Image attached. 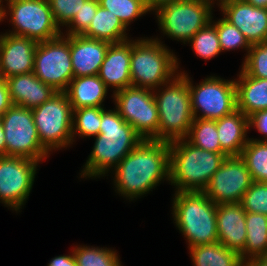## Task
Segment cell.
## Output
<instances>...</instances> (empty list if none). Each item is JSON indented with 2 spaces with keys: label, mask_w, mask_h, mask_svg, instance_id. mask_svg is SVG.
Segmentation results:
<instances>
[{
  "label": "cell",
  "mask_w": 267,
  "mask_h": 266,
  "mask_svg": "<svg viewBox=\"0 0 267 266\" xmlns=\"http://www.w3.org/2000/svg\"><path fill=\"white\" fill-rule=\"evenodd\" d=\"M169 171V142L146 139L110 173L114 175L115 192L134 201L153 191L161 181L169 183Z\"/></svg>",
  "instance_id": "6da1fadb"
},
{
  "label": "cell",
  "mask_w": 267,
  "mask_h": 266,
  "mask_svg": "<svg viewBox=\"0 0 267 266\" xmlns=\"http://www.w3.org/2000/svg\"><path fill=\"white\" fill-rule=\"evenodd\" d=\"M94 140L93 148L79 173L81 178L94 180L108 176L144 139L113 108L102 112L99 135Z\"/></svg>",
  "instance_id": "7a4b0ae2"
},
{
  "label": "cell",
  "mask_w": 267,
  "mask_h": 266,
  "mask_svg": "<svg viewBox=\"0 0 267 266\" xmlns=\"http://www.w3.org/2000/svg\"><path fill=\"white\" fill-rule=\"evenodd\" d=\"M227 156L199 148L186 139L169 142V184L174 192L204 191Z\"/></svg>",
  "instance_id": "3957f363"
},
{
  "label": "cell",
  "mask_w": 267,
  "mask_h": 266,
  "mask_svg": "<svg viewBox=\"0 0 267 266\" xmlns=\"http://www.w3.org/2000/svg\"><path fill=\"white\" fill-rule=\"evenodd\" d=\"M172 198L173 223L186 238L188 248L218 242L217 204L203 191L175 192Z\"/></svg>",
  "instance_id": "277c9868"
},
{
  "label": "cell",
  "mask_w": 267,
  "mask_h": 266,
  "mask_svg": "<svg viewBox=\"0 0 267 266\" xmlns=\"http://www.w3.org/2000/svg\"><path fill=\"white\" fill-rule=\"evenodd\" d=\"M157 37L131 39L130 74L133 87L155 90L179 73V59Z\"/></svg>",
  "instance_id": "5b68a950"
},
{
  "label": "cell",
  "mask_w": 267,
  "mask_h": 266,
  "mask_svg": "<svg viewBox=\"0 0 267 266\" xmlns=\"http://www.w3.org/2000/svg\"><path fill=\"white\" fill-rule=\"evenodd\" d=\"M179 69L172 80L153 90L159 112V141L185 139L194 120L187 71Z\"/></svg>",
  "instance_id": "8992f818"
},
{
  "label": "cell",
  "mask_w": 267,
  "mask_h": 266,
  "mask_svg": "<svg viewBox=\"0 0 267 266\" xmlns=\"http://www.w3.org/2000/svg\"><path fill=\"white\" fill-rule=\"evenodd\" d=\"M210 0H176L159 7L154 15L163 37L186 44L213 17Z\"/></svg>",
  "instance_id": "52a82bcc"
},
{
  "label": "cell",
  "mask_w": 267,
  "mask_h": 266,
  "mask_svg": "<svg viewBox=\"0 0 267 266\" xmlns=\"http://www.w3.org/2000/svg\"><path fill=\"white\" fill-rule=\"evenodd\" d=\"M3 21L10 22L12 31L5 33L27 37L37 42L62 35L63 29L55 23L48 0H17L2 5ZM7 16H10L9 19Z\"/></svg>",
  "instance_id": "ba28073f"
},
{
  "label": "cell",
  "mask_w": 267,
  "mask_h": 266,
  "mask_svg": "<svg viewBox=\"0 0 267 266\" xmlns=\"http://www.w3.org/2000/svg\"><path fill=\"white\" fill-rule=\"evenodd\" d=\"M32 114L40 142L49 153L73 145V110L65 92H57Z\"/></svg>",
  "instance_id": "9c48e42d"
},
{
  "label": "cell",
  "mask_w": 267,
  "mask_h": 266,
  "mask_svg": "<svg viewBox=\"0 0 267 266\" xmlns=\"http://www.w3.org/2000/svg\"><path fill=\"white\" fill-rule=\"evenodd\" d=\"M193 82L187 73L194 118L218 120L237 109L235 79L210 75L195 85Z\"/></svg>",
  "instance_id": "30bf717a"
},
{
  "label": "cell",
  "mask_w": 267,
  "mask_h": 266,
  "mask_svg": "<svg viewBox=\"0 0 267 266\" xmlns=\"http://www.w3.org/2000/svg\"><path fill=\"white\" fill-rule=\"evenodd\" d=\"M6 140V156H20L43 163L51 153L41 144L32 109L12 105L0 117Z\"/></svg>",
  "instance_id": "8fae6325"
},
{
  "label": "cell",
  "mask_w": 267,
  "mask_h": 266,
  "mask_svg": "<svg viewBox=\"0 0 267 266\" xmlns=\"http://www.w3.org/2000/svg\"><path fill=\"white\" fill-rule=\"evenodd\" d=\"M111 96L117 112L144 140H158L159 112L153 90L131 86Z\"/></svg>",
  "instance_id": "7c38bea8"
},
{
  "label": "cell",
  "mask_w": 267,
  "mask_h": 266,
  "mask_svg": "<svg viewBox=\"0 0 267 266\" xmlns=\"http://www.w3.org/2000/svg\"><path fill=\"white\" fill-rule=\"evenodd\" d=\"M33 73L57 92H64L73 79L70 54V35L38 42Z\"/></svg>",
  "instance_id": "4fadbf2b"
},
{
  "label": "cell",
  "mask_w": 267,
  "mask_h": 266,
  "mask_svg": "<svg viewBox=\"0 0 267 266\" xmlns=\"http://www.w3.org/2000/svg\"><path fill=\"white\" fill-rule=\"evenodd\" d=\"M39 164L25 157L0 156V203L20 212L32 191Z\"/></svg>",
  "instance_id": "5bb4252c"
},
{
  "label": "cell",
  "mask_w": 267,
  "mask_h": 266,
  "mask_svg": "<svg viewBox=\"0 0 267 266\" xmlns=\"http://www.w3.org/2000/svg\"><path fill=\"white\" fill-rule=\"evenodd\" d=\"M252 183L243 159L240 156H227L203 192L217 205L240 203Z\"/></svg>",
  "instance_id": "9a60e30c"
},
{
  "label": "cell",
  "mask_w": 267,
  "mask_h": 266,
  "mask_svg": "<svg viewBox=\"0 0 267 266\" xmlns=\"http://www.w3.org/2000/svg\"><path fill=\"white\" fill-rule=\"evenodd\" d=\"M36 40L8 33L0 34V76L4 79L34 70Z\"/></svg>",
  "instance_id": "2e32d148"
},
{
  "label": "cell",
  "mask_w": 267,
  "mask_h": 266,
  "mask_svg": "<svg viewBox=\"0 0 267 266\" xmlns=\"http://www.w3.org/2000/svg\"><path fill=\"white\" fill-rule=\"evenodd\" d=\"M222 16L237 27L250 45L267 41V8H258L244 0L222 6Z\"/></svg>",
  "instance_id": "e0dca14e"
},
{
  "label": "cell",
  "mask_w": 267,
  "mask_h": 266,
  "mask_svg": "<svg viewBox=\"0 0 267 266\" xmlns=\"http://www.w3.org/2000/svg\"><path fill=\"white\" fill-rule=\"evenodd\" d=\"M130 60L131 38L109 45L98 76L108 89L112 88L113 94L132 86Z\"/></svg>",
  "instance_id": "ac0fdd59"
},
{
  "label": "cell",
  "mask_w": 267,
  "mask_h": 266,
  "mask_svg": "<svg viewBox=\"0 0 267 266\" xmlns=\"http://www.w3.org/2000/svg\"><path fill=\"white\" fill-rule=\"evenodd\" d=\"M111 43L70 35V54L74 77L98 75Z\"/></svg>",
  "instance_id": "d6986e66"
},
{
  "label": "cell",
  "mask_w": 267,
  "mask_h": 266,
  "mask_svg": "<svg viewBox=\"0 0 267 266\" xmlns=\"http://www.w3.org/2000/svg\"><path fill=\"white\" fill-rule=\"evenodd\" d=\"M246 211L240 203L218 204L216 223L218 242L240 253L246 243Z\"/></svg>",
  "instance_id": "ffe728a7"
},
{
  "label": "cell",
  "mask_w": 267,
  "mask_h": 266,
  "mask_svg": "<svg viewBox=\"0 0 267 266\" xmlns=\"http://www.w3.org/2000/svg\"><path fill=\"white\" fill-rule=\"evenodd\" d=\"M13 105L34 109L48 101L57 91L43 83L33 72L6 78Z\"/></svg>",
  "instance_id": "44dd1931"
},
{
  "label": "cell",
  "mask_w": 267,
  "mask_h": 266,
  "mask_svg": "<svg viewBox=\"0 0 267 266\" xmlns=\"http://www.w3.org/2000/svg\"><path fill=\"white\" fill-rule=\"evenodd\" d=\"M221 149L228 156H240L249 136L248 116L236 109L233 113L216 120Z\"/></svg>",
  "instance_id": "7402d4cb"
},
{
  "label": "cell",
  "mask_w": 267,
  "mask_h": 266,
  "mask_svg": "<svg viewBox=\"0 0 267 266\" xmlns=\"http://www.w3.org/2000/svg\"><path fill=\"white\" fill-rule=\"evenodd\" d=\"M235 78L237 109L246 116L267 110V79L249 76L242 68Z\"/></svg>",
  "instance_id": "603a6c76"
},
{
  "label": "cell",
  "mask_w": 267,
  "mask_h": 266,
  "mask_svg": "<svg viewBox=\"0 0 267 266\" xmlns=\"http://www.w3.org/2000/svg\"><path fill=\"white\" fill-rule=\"evenodd\" d=\"M109 89L98 75L73 77L64 91L72 110L84 107H104Z\"/></svg>",
  "instance_id": "cb8c5ba5"
},
{
  "label": "cell",
  "mask_w": 267,
  "mask_h": 266,
  "mask_svg": "<svg viewBox=\"0 0 267 266\" xmlns=\"http://www.w3.org/2000/svg\"><path fill=\"white\" fill-rule=\"evenodd\" d=\"M128 29L111 11L99 5L90 26L82 35L109 43H120L130 39L126 33Z\"/></svg>",
  "instance_id": "d4e9b609"
},
{
  "label": "cell",
  "mask_w": 267,
  "mask_h": 266,
  "mask_svg": "<svg viewBox=\"0 0 267 266\" xmlns=\"http://www.w3.org/2000/svg\"><path fill=\"white\" fill-rule=\"evenodd\" d=\"M193 266H245L240 253L220 242L188 248Z\"/></svg>",
  "instance_id": "484cf974"
},
{
  "label": "cell",
  "mask_w": 267,
  "mask_h": 266,
  "mask_svg": "<svg viewBox=\"0 0 267 266\" xmlns=\"http://www.w3.org/2000/svg\"><path fill=\"white\" fill-rule=\"evenodd\" d=\"M245 219L246 243L240 256L246 262L253 257L264 256L267 253V216L246 212Z\"/></svg>",
  "instance_id": "4316f807"
},
{
  "label": "cell",
  "mask_w": 267,
  "mask_h": 266,
  "mask_svg": "<svg viewBox=\"0 0 267 266\" xmlns=\"http://www.w3.org/2000/svg\"><path fill=\"white\" fill-rule=\"evenodd\" d=\"M189 143L210 152L226 154L221 149L216 120L194 118L187 137Z\"/></svg>",
  "instance_id": "83f0119b"
},
{
  "label": "cell",
  "mask_w": 267,
  "mask_h": 266,
  "mask_svg": "<svg viewBox=\"0 0 267 266\" xmlns=\"http://www.w3.org/2000/svg\"><path fill=\"white\" fill-rule=\"evenodd\" d=\"M73 247L77 266H123L115 249L84 244Z\"/></svg>",
  "instance_id": "f1b7e54d"
},
{
  "label": "cell",
  "mask_w": 267,
  "mask_h": 266,
  "mask_svg": "<svg viewBox=\"0 0 267 266\" xmlns=\"http://www.w3.org/2000/svg\"><path fill=\"white\" fill-rule=\"evenodd\" d=\"M240 157L245 162L253 181L267 182V141L249 138Z\"/></svg>",
  "instance_id": "f546056e"
},
{
  "label": "cell",
  "mask_w": 267,
  "mask_h": 266,
  "mask_svg": "<svg viewBox=\"0 0 267 266\" xmlns=\"http://www.w3.org/2000/svg\"><path fill=\"white\" fill-rule=\"evenodd\" d=\"M104 107H84L73 110L72 138H90L99 135L101 114ZM76 137V138H75Z\"/></svg>",
  "instance_id": "4dcf8cb0"
},
{
  "label": "cell",
  "mask_w": 267,
  "mask_h": 266,
  "mask_svg": "<svg viewBox=\"0 0 267 266\" xmlns=\"http://www.w3.org/2000/svg\"><path fill=\"white\" fill-rule=\"evenodd\" d=\"M186 44H191L194 54L205 61L222 53L216 26L212 22L200 29Z\"/></svg>",
  "instance_id": "1f68e13d"
},
{
  "label": "cell",
  "mask_w": 267,
  "mask_h": 266,
  "mask_svg": "<svg viewBox=\"0 0 267 266\" xmlns=\"http://www.w3.org/2000/svg\"><path fill=\"white\" fill-rule=\"evenodd\" d=\"M98 2L101 7L117 16L127 28L137 18L150 13L142 0H98Z\"/></svg>",
  "instance_id": "d6a6232c"
},
{
  "label": "cell",
  "mask_w": 267,
  "mask_h": 266,
  "mask_svg": "<svg viewBox=\"0 0 267 266\" xmlns=\"http://www.w3.org/2000/svg\"><path fill=\"white\" fill-rule=\"evenodd\" d=\"M213 18L214 16L212 17L211 22L216 26L222 52L244 49V51L246 50L245 52H247L244 57L245 60L251 45L242 32L223 16L222 18L217 19L218 21L213 20Z\"/></svg>",
  "instance_id": "836d02e7"
},
{
  "label": "cell",
  "mask_w": 267,
  "mask_h": 266,
  "mask_svg": "<svg viewBox=\"0 0 267 266\" xmlns=\"http://www.w3.org/2000/svg\"><path fill=\"white\" fill-rule=\"evenodd\" d=\"M241 68L249 76L267 79V41L251 45Z\"/></svg>",
  "instance_id": "e575fe53"
},
{
  "label": "cell",
  "mask_w": 267,
  "mask_h": 266,
  "mask_svg": "<svg viewBox=\"0 0 267 266\" xmlns=\"http://www.w3.org/2000/svg\"><path fill=\"white\" fill-rule=\"evenodd\" d=\"M240 204L246 212L267 216V182L253 181Z\"/></svg>",
  "instance_id": "d590c367"
},
{
  "label": "cell",
  "mask_w": 267,
  "mask_h": 266,
  "mask_svg": "<svg viewBox=\"0 0 267 266\" xmlns=\"http://www.w3.org/2000/svg\"><path fill=\"white\" fill-rule=\"evenodd\" d=\"M98 0H86L80 11L65 26V35H82L90 26L92 19L97 13Z\"/></svg>",
  "instance_id": "8d00e7d4"
},
{
  "label": "cell",
  "mask_w": 267,
  "mask_h": 266,
  "mask_svg": "<svg viewBox=\"0 0 267 266\" xmlns=\"http://www.w3.org/2000/svg\"><path fill=\"white\" fill-rule=\"evenodd\" d=\"M86 0H48L55 23L60 29L73 19Z\"/></svg>",
  "instance_id": "74e56055"
},
{
  "label": "cell",
  "mask_w": 267,
  "mask_h": 266,
  "mask_svg": "<svg viewBox=\"0 0 267 266\" xmlns=\"http://www.w3.org/2000/svg\"><path fill=\"white\" fill-rule=\"evenodd\" d=\"M249 131L256 129L263 138H250L254 141H267V110L256 112L248 117Z\"/></svg>",
  "instance_id": "f35d334b"
},
{
  "label": "cell",
  "mask_w": 267,
  "mask_h": 266,
  "mask_svg": "<svg viewBox=\"0 0 267 266\" xmlns=\"http://www.w3.org/2000/svg\"><path fill=\"white\" fill-rule=\"evenodd\" d=\"M6 79L0 76V117L12 106Z\"/></svg>",
  "instance_id": "ab89813d"
},
{
  "label": "cell",
  "mask_w": 267,
  "mask_h": 266,
  "mask_svg": "<svg viewBox=\"0 0 267 266\" xmlns=\"http://www.w3.org/2000/svg\"><path fill=\"white\" fill-rule=\"evenodd\" d=\"M47 266H77L72 249L71 252L67 255H59L52 258Z\"/></svg>",
  "instance_id": "60d3db41"
},
{
  "label": "cell",
  "mask_w": 267,
  "mask_h": 266,
  "mask_svg": "<svg viewBox=\"0 0 267 266\" xmlns=\"http://www.w3.org/2000/svg\"><path fill=\"white\" fill-rule=\"evenodd\" d=\"M176 0H142L144 6L151 12L154 13L159 7L169 4Z\"/></svg>",
  "instance_id": "b9f144b4"
},
{
  "label": "cell",
  "mask_w": 267,
  "mask_h": 266,
  "mask_svg": "<svg viewBox=\"0 0 267 266\" xmlns=\"http://www.w3.org/2000/svg\"><path fill=\"white\" fill-rule=\"evenodd\" d=\"M246 266H267V258L264 256L253 257L245 262Z\"/></svg>",
  "instance_id": "7bdbcfd3"
},
{
  "label": "cell",
  "mask_w": 267,
  "mask_h": 266,
  "mask_svg": "<svg viewBox=\"0 0 267 266\" xmlns=\"http://www.w3.org/2000/svg\"><path fill=\"white\" fill-rule=\"evenodd\" d=\"M0 156H6V140L1 119H0Z\"/></svg>",
  "instance_id": "ee69618b"
},
{
  "label": "cell",
  "mask_w": 267,
  "mask_h": 266,
  "mask_svg": "<svg viewBox=\"0 0 267 266\" xmlns=\"http://www.w3.org/2000/svg\"><path fill=\"white\" fill-rule=\"evenodd\" d=\"M244 1L258 8H267V0H244Z\"/></svg>",
  "instance_id": "f6af8a7d"
},
{
  "label": "cell",
  "mask_w": 267,
  "mask_h": 266,
  "mask_svg": "<svg viewBox=\"0 0 267 266\" xmlns=\"http://www.w3.org/2000/svg\"><path fill=\"white\" fill-rule=\"evenodd\" d=\"M213 5L215 6V4L219 7V9L228 4V3H231V2H235V1H241V0H210Z\"/></svg>",
  "instance_id": "bcb514c9"
},
{
  "label": "cell",
  "mask_w": 267,
  "mask_h": 266,
  "mask_svg": "<svg viewBox=\"0 0 267 266\" xmlns=\"http://www.w3.org/2000/svg\"><path fill=\"white\" fill-rule=\"evenodd\" d=\"M2 11H3V7H2L1 0H0V22H1V21L3 22Z\"/></svg>",
  "instance_id": "7dc6e473"
},
{
  "label": "cell",
  "mask_w": 267,
  "mask_h": 266,
  "mask_svg": "<svg viewBox=\"0 0 267 266\" xmlns=\"http://www.w3.org/2000/svg\"><path fill=\"white\" fill-rule=\"evenodd\" d=\"M13 1H17V0H1V3H2V5H3V2H5V3H9V2H13Z\"/></svg>",
  "instance_id": "c3c4849f"
}]
</instances>
